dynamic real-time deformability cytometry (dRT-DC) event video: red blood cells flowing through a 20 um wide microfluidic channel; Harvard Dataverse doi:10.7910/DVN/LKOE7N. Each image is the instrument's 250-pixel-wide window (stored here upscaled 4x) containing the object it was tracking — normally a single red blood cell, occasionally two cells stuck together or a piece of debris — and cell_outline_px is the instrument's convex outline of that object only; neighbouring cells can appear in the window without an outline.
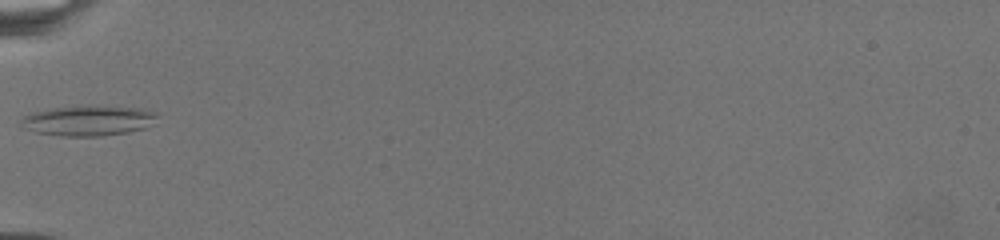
{"species": "common noctule bat (a hibernating species)", "species_latin": "Nyctalus noctula", "temperature_condition": "warm", "stored_images_in_passage": 38, "camera_frame_rate_fps": 3000, "um_per_image_px": 0.085, "animal": {"sex": "female", "body_mass_g": 19.5, "forearm_length_mm": 54.1}, "frame": {"image": 1, "passage_image": 1, "time_ms": 0.0, "image_size_px": [1000, 240], "cell_outline_px": [[156, 116], [144, 128], [128, 132], [104, 136], [60, 136], [36, 132], [24, 128], [20, 124], [20, 120], [24, 116], [32, 112], [52, 108], [84, 104], [92, 104], [148, 108], [156, 112]], "centroid_in_image_um": [7.49, 10.22], "position_along_channel_um": 77.5, "area_um2": 24.57}}
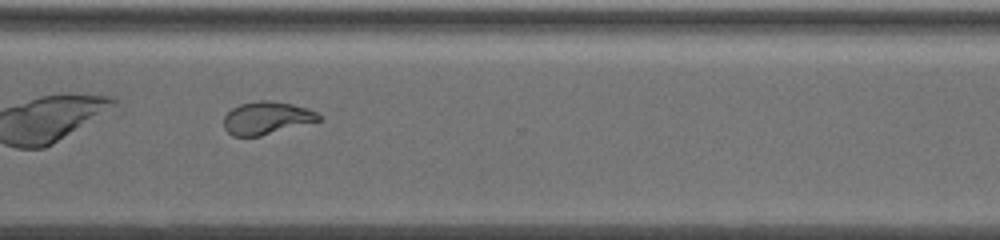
{"frame": {"image": 2, "passage_image": 27, "time_ms": 9.333, "image_size_px": [1000, 240], "cell_outline_px": [[320, 120], [260, 136], [232, 136], [224, 128], [224, 116], [232, 108], [240, 104], [256, 100], [272, 100], [292, 104], [308, 108], [316, 112], [320, 116]], "centroid_in_image_um": [22.64, 10.01], "position_along_channel_um": 348.0, "area_um2": 18.03}}
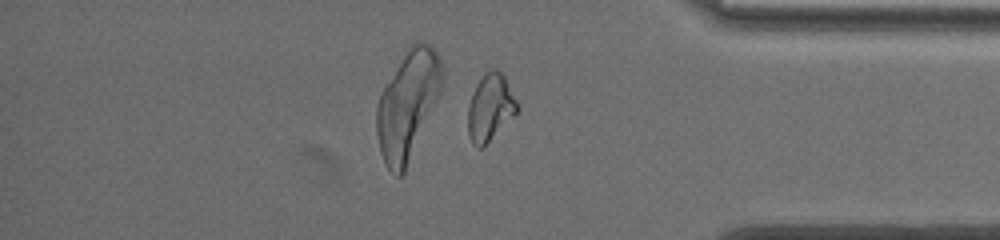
{"frame": {"image": 3, "passage_image": 33, "time_ms": 11.333, "image_size_px": [1000, 240], "cell_outline_px": [[520, 108], [484, 148], [476, 148], [472, 144], [468, 136], [468, 108], [472, 92], [476, 84], [484, 72], [492, 68], [496, 68], [504, 76]], "centroid_in_image_um": [41.64, 9.16], "position_along_channel_um": 393.6, "area_um2": 19.36}}